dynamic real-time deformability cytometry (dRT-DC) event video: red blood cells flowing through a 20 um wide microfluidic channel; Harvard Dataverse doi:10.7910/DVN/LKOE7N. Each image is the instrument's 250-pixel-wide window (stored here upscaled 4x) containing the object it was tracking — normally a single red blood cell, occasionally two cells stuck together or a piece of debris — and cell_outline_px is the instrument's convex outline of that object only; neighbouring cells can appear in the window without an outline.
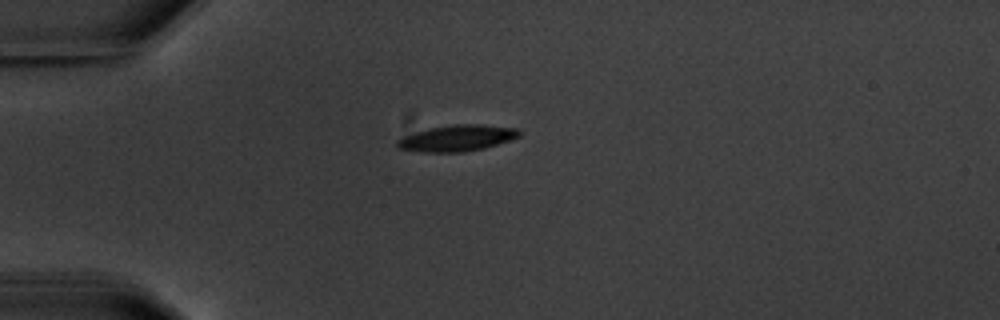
{"species": "common noctule bat (a hibernating species)", "species_latin": "Nyctalus noctula", "temperature_condition": "warm", "stored_images_in_passage": 10, "camera_frame_rate_fps": 3000, "um_per_image_px": 0.085, "animal": {"sex": "male", "body_mass_g": 20.1, "forearm_length_mm": 53.5}, "frame": {"image": 1, "passage_image": 1, "time_ms": 0.0, "image_size_px": [1000, 320], "cell_outline_px": [[520, 136], [484, 148], [464, 152], [424, 152], [400, 148], [396, 144], [396, 140], [404, 136], [428, 128], [456, 124], [480, 124], [520, 128]], "centroid_in_image_um": [38.87, 11.73], "position_along_channel_um": 46.1, "area_um2": 18.5}, "authors_computed_cell_mechanics": {"area_um2": 18.7561, "velocity_mm_per_s": 3.4641, "shape_relaxation_time_tau1_ms": 2.6388, "shape_relaxation_time_tau2_ms": 1.9576, "deformation_change_tau1": 0.101, "deformation_change_tau2": 0.0549}}